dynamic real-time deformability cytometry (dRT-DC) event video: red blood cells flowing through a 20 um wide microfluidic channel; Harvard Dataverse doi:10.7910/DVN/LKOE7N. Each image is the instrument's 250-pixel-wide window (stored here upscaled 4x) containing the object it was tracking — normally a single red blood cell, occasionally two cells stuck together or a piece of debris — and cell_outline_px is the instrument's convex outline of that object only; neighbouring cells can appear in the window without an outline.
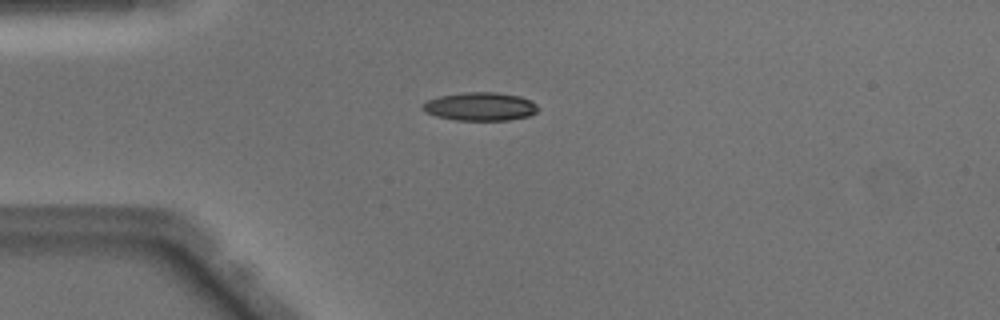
{"species": "Egyptian fruit bat (a non-hibernating species)", "species_latin": "Rousettus aegyptiacus", "temperature_condition": "warm", "stored_images_in_passage": 37, "camera_frame_rate_fps": 3000, "um_per_image_px": 0.085, "animal": {"sex": "male"}, "frame": {"image": 1, "passage_image": 1, "time_ms": 0.0, "image_size_px": [1000, 320], "cell_outline_px": [[540, 108], [536, 112], [528, 116], [508, 120], [456, 120], [436, 116], [424, 112], [420, 108], [428, 100], [440, 96], [464, 92], [496, 92], [520, 96], [536, 104]], "centroid_in_image_um": [40.81, 9.05], "position_along_channel_um": 44.2, "area_um2": 19.02}}
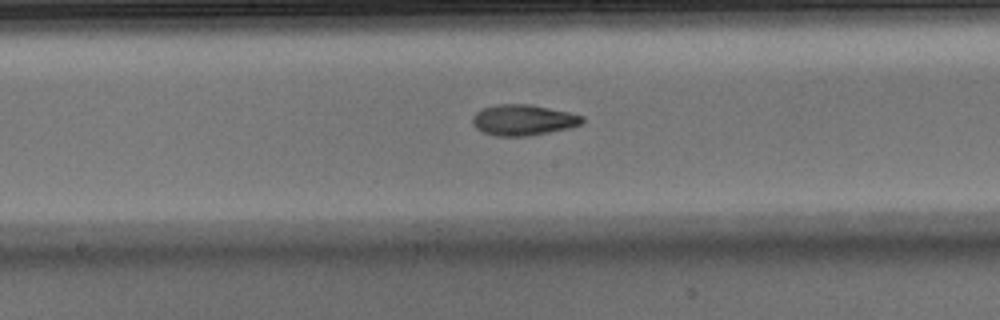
{"frame": {"image": 2, "passage_image": 14, "time_ms": 4.333, "image_size_px": [1000, 320], "cell_outline_px": [[584, 120], [580, 124], [568, 128], [528, 136], [496, 136], [484, 132], [476, 128], [472, 124], [472, 116], [476, 112], [484, 108], [496, 104], [532, 104], [568, 112], [584, 116]], "centroid_in_image_um": [44.45, 10.19], "position_along_channel_um": 203.8, "area_um2": 19.65}}
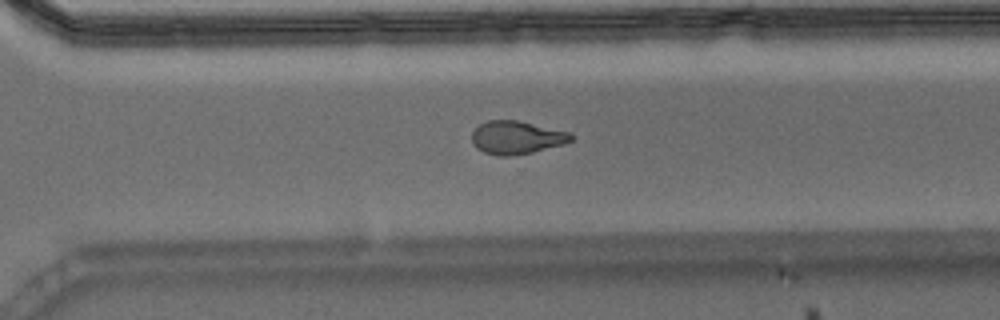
{"frame": {"image": 3, "passage_image": 23, "time_ms": 7.333, "image_size_px": [1000, 320], "cell_outline_px": [[576, 136], [572, 140], [564, 144], [532, 152], [512, 156], [500, 156], [484, 152], [476, 148], [472, 144], [472, 132], [480, 124], [488, 120], [516, 120], [568, 132]], "centroid_in_image_um": [43.89, 11.7], "position_along_channel_um": 326.7, "area_um2": 19.07}, "authors_computed_cell_mechanics": {"area_um2": 19.4786, "velocity_mm_per_s": 4.1078, "shape_relaxation_time_tau1_ms": 5.8474, "shape_relaxation_time_tau2_ms": 2.7772, "deformation_change_tau1": 0.2094, "deformation_change_tau2": 0.0931}}